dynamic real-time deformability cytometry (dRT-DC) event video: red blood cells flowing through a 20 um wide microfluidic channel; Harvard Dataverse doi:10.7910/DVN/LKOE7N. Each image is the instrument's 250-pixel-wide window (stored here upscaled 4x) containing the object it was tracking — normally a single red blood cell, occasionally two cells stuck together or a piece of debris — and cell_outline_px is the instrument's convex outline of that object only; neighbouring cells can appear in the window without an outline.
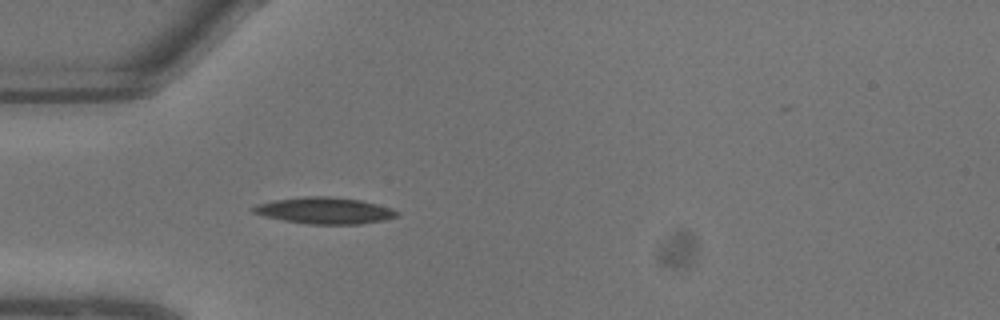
{"species": "common noctule bat (a hibernating species)", "species_latin": "Nyctalus noctula", "temperature_condition": "warm", "stored_images_in_passage": 1, "camera_frame_rate_fps": 3000, "um_per_image_px": 0.085, "animal": {"sex": "male", "body_mass_g": 13.3}, "frame": {"image": 1, "passage_image": 1, "time_ms": 0.0, "image_size_px": [1000, 320], "cell_outline_px": [[400, 216], [384, 220], [360, 224], [308, 224], [284, 220], [264, 216], [252, 212], [248, 208], [256, 204], [272, 200], [304, 196], [328, 196], [360, 200], [392, 208], [400, 212]], "centroid_in_image_um": [27.57, 17.89], "position_along_channel_um": 57.4, "area_um2": 22.37}}